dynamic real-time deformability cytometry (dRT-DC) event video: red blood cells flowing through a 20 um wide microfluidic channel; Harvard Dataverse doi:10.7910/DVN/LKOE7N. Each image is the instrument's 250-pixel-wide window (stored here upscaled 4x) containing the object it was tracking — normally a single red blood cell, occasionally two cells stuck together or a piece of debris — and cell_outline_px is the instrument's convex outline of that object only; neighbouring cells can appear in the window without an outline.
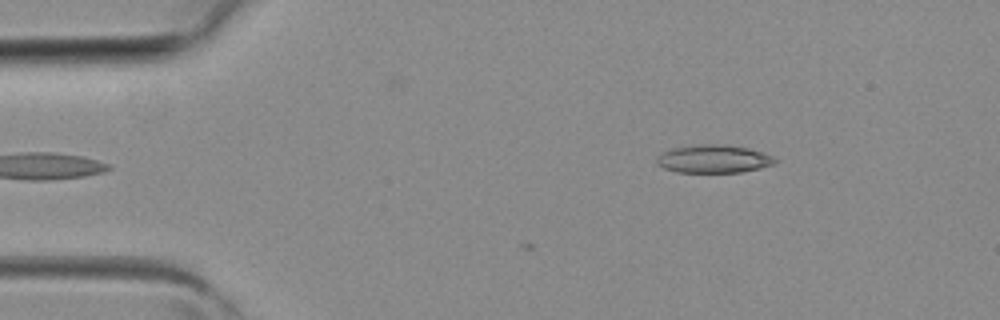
{"species": "common noctule bat (a hibernating species)", "species_latin": "Nyctalus noctula", "temperature_condition": "room temperature", "stored_images_in_passage": 4, "camera_frame_rate_fps": 3000, "um_per_image_px": 0.085, "animal": {"sex": "female", "body_mass_g": 19.3, "forearm_length_mm": 54.1}, "frame": {"image": 1, "passage_image": 4, "time_ms": 1.0, "image_size_px": [1000, 320], "cell_outline_px": [[776, 160], [772, 164], [760, 168], [740, 172], [676, 172], [664, 168], [656, 164], [656, 160], [664, 152], [672, 148], [700, 144], [724, 144], [748, 148], [772, 156]], "centroid_in_image_um": [60.63, 13.51], "position_along_channel_um": 24.4, "area_um2": 19.07}}